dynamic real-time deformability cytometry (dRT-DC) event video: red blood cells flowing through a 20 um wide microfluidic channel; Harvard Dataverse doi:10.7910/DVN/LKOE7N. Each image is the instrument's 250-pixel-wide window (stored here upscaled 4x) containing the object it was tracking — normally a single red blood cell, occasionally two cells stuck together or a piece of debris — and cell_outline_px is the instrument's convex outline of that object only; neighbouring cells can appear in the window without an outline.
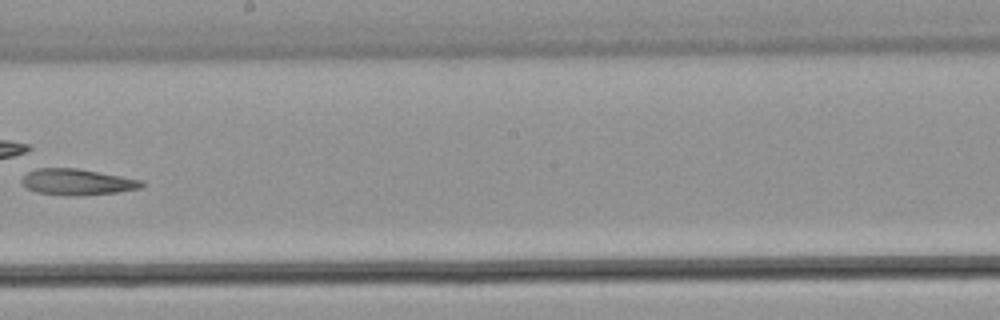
{"species": "common noctule bat (a hibernating species)", "species_latin": "Nyctalus noctula", "temperature_condition": "warm", "stored_images_in_passage": 27, "camera_frame_rate_fps": 3000, "um_per_image_px": 0.085, "animal": {"sex": "male", "body_mass_g": 21.5, "forearm_length_mm": 52.0}, "frame": {"image": 1, "passage_image": 12, "time_ms": 3.667, "image_size_px": [1000, 320], "cell_outline_px": [[144, 184], [140, 188], [116, 192], [84, 196], [64, 196], [36, 192], [28, 188], [20, 180], [28, 172], [36, 168], [76, 168], [144, 180]], "centroid_in_image_um": [6.56, 15.48], "position_along_channel_um": 241.6, "area_um2": 18.32}}